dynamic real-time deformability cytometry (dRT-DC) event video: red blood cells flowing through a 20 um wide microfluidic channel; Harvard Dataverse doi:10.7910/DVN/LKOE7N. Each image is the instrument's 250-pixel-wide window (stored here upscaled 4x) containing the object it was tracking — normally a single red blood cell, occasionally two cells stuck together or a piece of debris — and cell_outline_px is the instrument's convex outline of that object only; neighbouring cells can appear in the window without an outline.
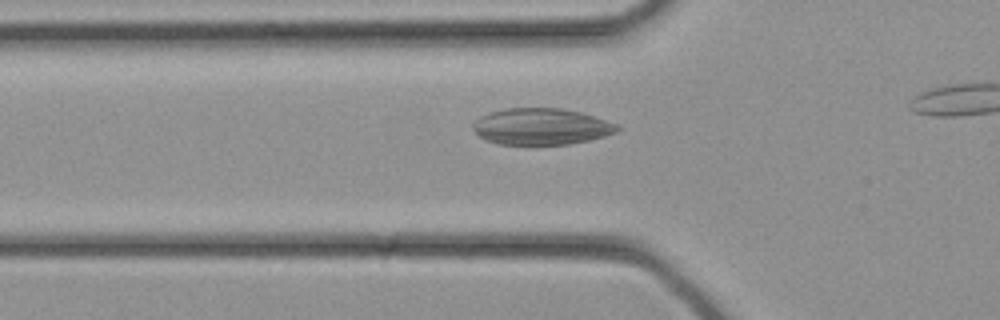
{"species": "common noctule bat (a hibernating species)", "species_latin": "Nyctalus noctula", "temperature_condition": "cold", "stored_images_in_passage": 7, "camera_frame_rate_fps": 3000, "um_per_image_px": 0.085, "animal": {"sex": "female", "body_mass_g": 21.9}, "frame": {"image": 1, "passage_image": 5, "time_ms": 1.333, "image_size_px": [1000, 320], "cell_outline_px": [[620, 128], [616, 132], [604, 136], [588, 140], [568, 144], [528, 148], [496, 144], [484, 140], [472, 128], [472, 124], [480, 116], [504, 108], [560, 108], [580, 112], [620, 124]], "centroid_in_image_um": [45.97, 10.8], "position_along_channel_um": 79.8, "area_um2": 31.67}}